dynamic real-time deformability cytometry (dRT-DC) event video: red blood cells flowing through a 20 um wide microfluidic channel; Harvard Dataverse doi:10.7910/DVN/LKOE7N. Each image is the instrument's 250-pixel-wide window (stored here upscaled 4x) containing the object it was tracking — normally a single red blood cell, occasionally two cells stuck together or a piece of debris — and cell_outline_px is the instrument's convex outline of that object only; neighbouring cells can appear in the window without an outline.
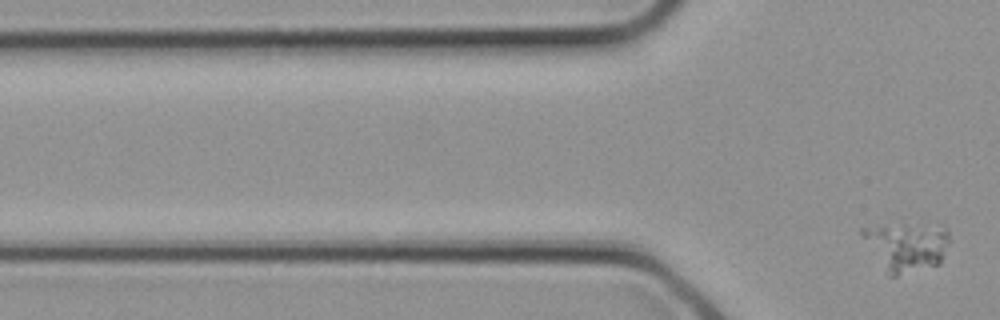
{"species": "common noctule bat (a hibernating species)", "species_latin": "Nyctalus noctula", "temperature_condition": "cold", "stored_images_in_passage": 5, "segment_of_instrument_passage": [2, 2], "camera_frame_rate_fps": 3000, "um_per_image_px": 0.085, "animal": {"sex": "female", "body_mass_g": 21.9}, "frame": {"image": 1, "passage_image": 5, "time_ms": 1.333, "image_size_px": [1000, 320], "cell_outline_px": [[948, 240], [940, 264], [896, 276], [888, 276], [860, 236], [860, 228], [876, 224], [944, 224], [948, 228]], "centroid_in_image_um": [77.01, 20.9], "position_along_channel_um": 48.8, "area_um2": 25.43}}